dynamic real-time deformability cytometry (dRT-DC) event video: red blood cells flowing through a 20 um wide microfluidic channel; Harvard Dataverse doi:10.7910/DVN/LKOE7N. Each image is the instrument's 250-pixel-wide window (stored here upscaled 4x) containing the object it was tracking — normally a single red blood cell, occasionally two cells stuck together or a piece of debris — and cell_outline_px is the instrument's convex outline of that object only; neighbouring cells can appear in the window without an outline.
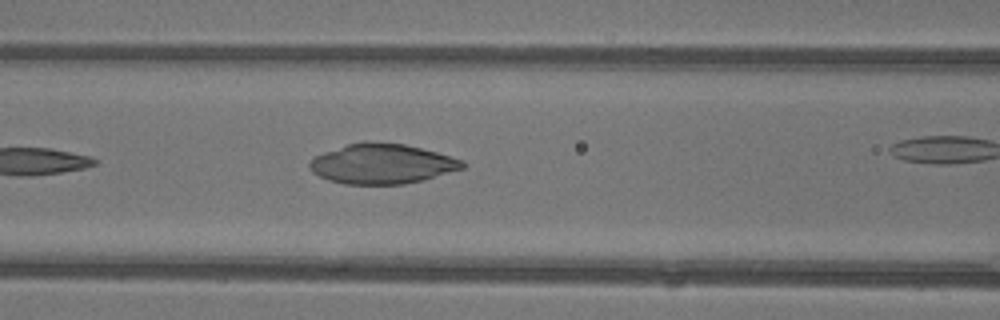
{"species": "common noctule bat (a hibernating species)", "species_latin": "Nyctalus noctula", "temperature_condition": "warm", "stored_images_in_passage": 7, "segment_of_instrument_passage": [1, 2], "camera_frame_rate_fps": 3000, "um_per_image_px": 0.085, "animal": {"sex": "female"}, "frame": {"image": 1, "passage_image": 5, "time_ms": 1.333, "image_size_px": [1000, 320], "cell_outline_px": [[464, 168], [424, 180], [404, 184], [344, 184], [328, 180], [312, 172], [308, 168], [308, 164], [316, 156], [324, 152], [348, 144], [364, 140], [368, 140], [404, 144], [436, 152], [464, 160]], "centroid_in_image_um": [32.46, 13.92], "position_along_channel_um": 134.1, "area_um2": 35.66}}